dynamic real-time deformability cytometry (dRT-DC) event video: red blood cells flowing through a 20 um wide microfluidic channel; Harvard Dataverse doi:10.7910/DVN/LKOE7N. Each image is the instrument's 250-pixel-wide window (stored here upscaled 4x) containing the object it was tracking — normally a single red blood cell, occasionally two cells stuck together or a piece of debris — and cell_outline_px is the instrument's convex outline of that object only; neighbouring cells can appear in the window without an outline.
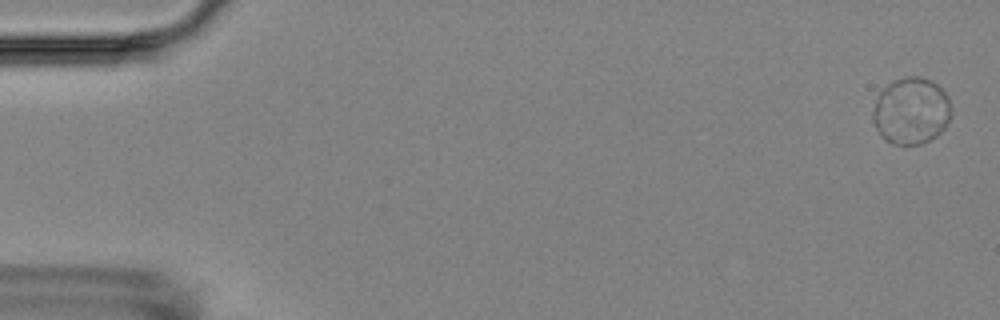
{"species": "Egyptian fruit bat (a non-hibernating species)", "species_latin": "Rousettus aegyptiacus", "temperature_condition": "room temperature", "stored_images_in_passage": 4, "segment_of_instrument_passage": [1, 2], "camera_frame_rate_fps": 3000, "um_per_image_px": 0.085, "animal": {"sex": "female"}, "frame": {"image": 1, "passage_image": 1, "time_ms": 0.0, "image_size_px": [1000, 320], "cell_outline_px": [[952, 112], [944, 128], [936, 136], [920, 144], [892, 144], [884, 140], [876, 128], [872, 120], [872, 112], [876, 100], [880, 92], [888, 84], [904, 76], [916, 76], [932, 80], [948, 96]], "centroid_in_image_um": [77.44, 9.43], "position_along_channel_um": 7.6, "area_um2": 30.46}}